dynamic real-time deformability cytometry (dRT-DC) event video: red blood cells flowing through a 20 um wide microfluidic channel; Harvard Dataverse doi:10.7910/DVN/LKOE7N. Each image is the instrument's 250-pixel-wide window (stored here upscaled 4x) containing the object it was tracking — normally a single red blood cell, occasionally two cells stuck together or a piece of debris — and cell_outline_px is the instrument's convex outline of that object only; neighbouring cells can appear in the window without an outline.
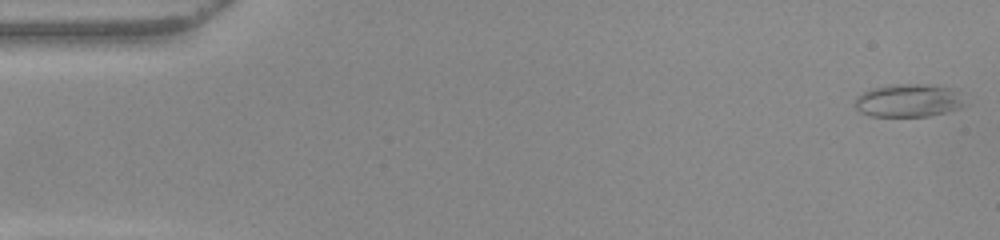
{"species": "common noctule bat (a hibernating species)", "species_latin": "Nyctalus noctula", "temperature_condition": "warm", "stored_images_in_passage": 49, "camera_frame_rate_fps": 3000, "um_per_image_px": 0.085, "animal": {"sex": "female", "body_mass_g": 22.0, "forearm_length_mm": 56.7}, "frame": {"image": 1, "passage_image": 1, "time_ms": 0.0, "image_size_px": [1000, 240], "cell_outline_px": [[964, 104], [960, 108], [928, 116], [868, 116], [860, 112], [852, 104], [856, 96], [868, 88], [892, 84], [924, 84], [948, 88]], "centroid_in_image_um": [77.03, 8.55], "position_along_channel_um": 8.0, "area_um2": 20.87}}
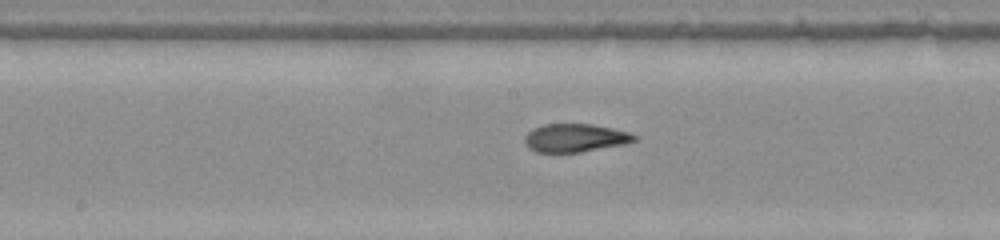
{"frame": {"image": 2, "passage_image": 26, "time_ms": 8.333, "image_size_px": [1000, 240], "cell_outline_px": [[636, 140], [628, 144], [580, 152], [536, 152], [528, 148], [524, 144], [524, 136], [532, 128], [544, 124], [592, 124], [612, 128], [628, 132], [636, 136]], "centroid_in_image_um": [48.86, 11.72], "position_along_channel_um": 199.3, "area_um2": 18.21}}
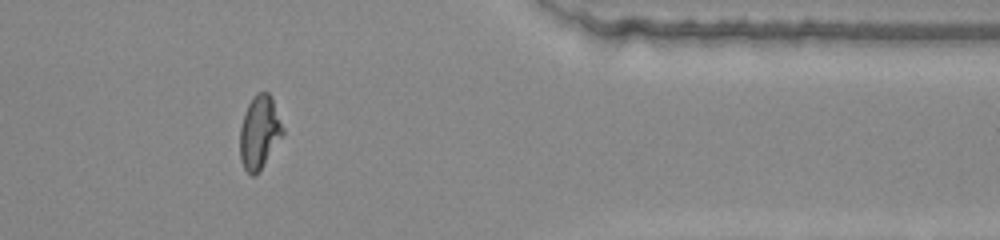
{"frame": {"image": 3, "passage_image": 42, "time_ms": 13.667, "image_size_px": [1000, 240], "cell_outline_px": [[284, 132], [260, 168], [252, 176], [244, 168], [240, 160], [240, 128], [244, 112], [252, 96], [256, 92], [268, 92], [272, 96], [284, 128]], "centroid_in_image_um": [22.04, 11.16], "position_along_channel_um": 389.4, "area_um2": 18.03}, "authors_computed_cell_mechanics": {"area_um2": 18.6116, "velocity_mm_per_s": 3.9755, "shape_relaxation_time_tau1_ms": null, "shape_relaxation_time_tau2_ms": 1.9908, "deformation_change_tau1": null, "deformation_change_tau2": 0.0906}}